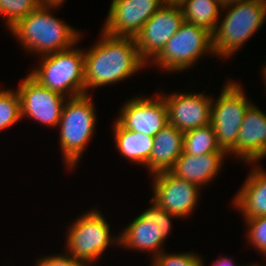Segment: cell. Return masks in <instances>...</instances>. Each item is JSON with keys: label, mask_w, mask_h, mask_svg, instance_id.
<instances>
[{"label": "cell", "mask_w": 266, "mask_h": 266, "mask_svg": "<svg viewBox=\"0 0 266 266\" xmlns=\"http://www.w3.org/2000/svg\"><path fill=\"white\" fill-rule=\"evenodd\" d=\"M101 38L84 50L85 94L90 88L112 85L146 67L134 38L116 37L101 31Z\"/></svg>", "instance_id": "obj_1"}, {"label": "cell", "mask_w": 266, "mask_h": 266, "mask_svg": "<svg viewBox=\"0 0 266 266\" xmlns=\"http://www.w3.org/2000/svg\"><path fill=\"white\" fill-rule=\"evenodd\" d=\"M60 6L41 4L9 29L24 50L44 56L68 49L79 42L81 31L51 14L53 9Z\"/></svg>", "instance_id": "obj_2"}, {"label": "cell", "mask_w": 266, "mask_h": 266, "mask_svg": "<svg viewBox=\"0 0 266 266\" xmlns=\"http://www.w3.org/2000/svg\"><path fill=\"white\" fill-rule=\"evenodd\" d=\"M221 10L227 12L212 33L213 51L216 56L227 59L265 23L266 0L242 1Z\"/></svg>", "instance_id": "obj_3"}, {"label": "cell", "mask_w": 266, "mask_h": 266, "mask_svg": "<svg viewBox=\"0 0 266 266\" xmlns=\"http://www.w3.org/2000/svg\"><path fill=\"white\" fill-rule=\"evenodd\" d=\"M90 94L67 98L60 122V148L67 169L80 163L96 129V110Z\"/></svg>", "instance_id": "obj_4"}, {"label": "cell", "mask_w": 266, "mask_h": 266, "mask_svg": "<svg viewBox=\"0 0 266 266\" xmlns=\"http://www.w3.org/2000/svg\"><path fill=\"white\" fill-rule=\"evenodd\" d=\"M75 46L41 56L40 66L29 74L42 86L68 98L85 94L84 49Z\"/></svg>", "instance_id": "obj_5"}, {"label": "cell", "mask_w": 266, "mask_h": 266, "mask_svg": "<svg viewBox=\"0 0 266 266\" xmlns=\"http://www.w3.org/2000/svg\"><path fill=\"white\" fill-rule=\"evenodd\" d=\"M67 230V253L85 266L95 263L110 244L120 245V234L111 236L110 225L98 209H91L76 217Z\"/></svg>", "instance_id": "obj_6"}, {"label": "cell", "mask_w": 266, "mask_h": 266, "mask_svg": "<svg viewBox=\"0 0 266 266\" xmlns=\"http://www.w3.org/2000/svg\"><path fill=\"white\" fill-rule=\"evenodd\" d=\"M214 54L212 33L207 29L183 22L168 40L161 52L152 60L153 65L164 71L182 72L195 65L199 58ZM202 56V57H201Z\"/></svg>", "instance_id": "obj_7"}, {"label": "cell", "mask_w": 266, "mask_h": 266, "mask_svg": "<svg viewBox=\"0 0 266 266\" xmlns=\"http://www.w3.org/2000/svg\"><path fill=\"white\" fill-rule=\"evenodd\" d=\"M252 103L240 84L230 79L218 99L212 100L210 124L214 129L217 145L227 154L236 146L243 118Z\"/></svg>", "instance_id": "obj_8"}, {"label": "cell", "mask_w": 266, "mask_h": 266, "mask_svg": "<svg viewBox=\"0 0 266 266\" xmlns=\"http://www.w3.org/2000/svg\"><path fill=\"white\" fill-rule=\"evenodd\" d=\"M151 207L143 211L120 232L122 248L148 252L155 258L162 251L163 243L170 234L172 219L178 218L150 200Z\"/></svg>", "instance_id": "obj_9"}, {"label": "cell", "mask_w": 266, "mask_h": 266, "mask_svg": "<svg viewBox=\"0 0 266 266\" xmlns=\"http://www.w3.org/2000/svg\"><path fill=\"white\" fill-rule=\"evenodd\" d=\"M17 92L21 103V116L30 117L47 127H57L66 96L42 86L30 74L21 81Z\"/></svg>", "instance_id": "obj_10"}, {"label": "cell", "mask_w": 266, "mask_h": 266, "mask_svg": "<svg viewBox=\"0 0 266 266\" xmlns=\"http://www.w3.org/2000/svg\"><path fill=\"white\" fill-rule=\"evenodd\" d=\"M184 21L180 5L164 3L134 38L141 58L150 63Z\"/></svg>", "instance_id": "obj_11"}, {"label": "cell", "mask_w": 266, "mask_h": 266, "mask_svg": "<svg viewBox=\"0 0 266 266\" xmlns=\"http://www.w3.org/2000/svg\"><path fill=\"white\" fill-rule=\"evenodd\" d=\"M152 177L151 200L160 208L182 219L194 212L202 188L172 175L169 171L157 173Z\"/></svg>", "instance_id": "obj_12"}, {"label": "cell", "mask_w": 266, "mask_h": 266, "mask_svg": "<svg viewBox=\"0 0 266 266\" xmlns=\"http://www.w3.org/2000/svg\"><path fill=\"white\" fill-rule=\"evenodd\" d=\"M119 113L115 121L123 128L153 137L169 124L167 104L160 93L153 98L132 97Z\"/></svg>", "instance_id": "obj_13"}, {"label": "cell", "mask_w": 266, "mask_h": 266, "mask_svg": "<svg viewBox=\"0 0 266 266\" xmlns=\"http://www.w3.org/2000/svg\"><path fill=\"white\" fill-rule=\"evenodd\" d=\"M164 4V0H112L102 30L116 37H131Z\"/></svg>", "instance_id": "obj_14"}, {"label": "cell", "mask_w": 266, "mask_h": 266, "mask_svg": "<svg viewBox=\"0 0 266 266\" xmlns=\"http://www.w3.org/2000/svg\"><path fill=\"white\" fill-rule=\"evenodd\" d=\"M167 104L169 124L186 132L211 123L213 97L204 93L159 92Z\"/></svg>", "instance_id": "obj_15"}, {"label": "cell", "mask_w": 266, "mask_h": 266, "mask_svg": "<svg viewBox=\"0 0 266 266\" xmlns=\"http://www.w3.org/2000/svg\"><path fill=\"white\" fill-rule=\"evenodd\" d=\"M230 154L252 165L266 156V114L254 103L245 113L236 146Z\"/></svg>", "instance_id": "obj_16"}, {"label": "cell", "mask_w": 266, "mask_h": 266, "mask_svg": "<svg viewBox=\"0 0 266 266\" xmlns=\"http://www.w3.org/2000/svg\"><path fill=\"white\" fill-rule=\"evenodd\" d=\"M226 155V152H211L200 156L183 152L169 172L201 188L212 182L220 173Z\"/></svg>", "instance_id": "obj_17"}, {"label": "cell", "mask_w": 266, "mask_h": 266, "mask_svg": "<svg viewBox=\"0 0 266 266\" xmlns=\"http://www.w3.org/2000/svg\"><path fill=\"white\" fill-rule=\"evenodd\" d=\"M244 219L266 216V170L256 165L232 200Z\"/></svg>", "instance_id": "obj_18"}, {"label": "cell", "mask_w": 266, "mask_h": 266, "mask_svg": "<svg viewBox=\"0 0 266 266\" xmlns=\"http://www.w3.org/2000/svg\"><path fill=\"white\" fill-rule=\"evenodd\" d=\"M184 132L167 124L154 136L149 161L146 164L151 175L169 171L183 153Z\"/></svg>", "instance_id": "obj_19"}, {"label": "cell", "mask_w": 266, "mask_h": 266, "mask_svg": "<svg viewBox=\"0 0 266 266\" xmlns=\"http://www.w3.org/2000/svg\"><path fill=\"white\" fill-rule=\"evenodd\" d=\"M112 128L120 156L146 167L152 152L154 137L123 128L117 121H114Z\"/></svg>", "instance_id": "obj_20"}, {"label": "cell", "mask_w": 266, "mask_h": 266, "mask_svg": "<svg viewBox=\"0 0 266 266\" xmlns=\"http://www.w3.org/2000/svg\"><path fill=\"white\" fill-rule=\"evenodd\" d=\"M180 7L184 20L188 23L203 27L213 33L223 7L219 0H184Z\"/></svg>", "instance_id": "obj_21"}, {"label": "cell", "mask_w": 266, "mask_h": 266, "mask_svg": "<svg viewBox=\"0 0 266 266\" xmlns=\"http://www.w3.org/2000/svg\"><path fill=\"white\" fill-rule=\"evenodd\" d=\"M183 152L204 155L211 152H225L216 143V135L211 124L184 132Z\"/></svg>", "instance_id": "obj_22"}, {"label": "cell", "mask_w": 266, "mask_h": 266, "mask_svg": "<svg viewBox=\"0 0 266 266\" xmlns=\"http://www.w3.org/2000/svg\"><path fill=\"white\" fill-rule=\"evenodd\" d=\"M22 119L21 103L17 90H0V132Z\"/></svg>", "instance_id": "obj_23"}, {"label": "cell", "mask_w": 266, "mask_h": 266, "mask_svg": "<svg viewBox=\"0 0 266 266\" xmlns=\"http://www.w3.org/2000/svg\"><path fill=\"white\" fill-rule=\"evenodd\" d=\"M41 4L40 0H0V17L4 18L5 24L10 29Z\"/></svg>", "instance_id": "obj_24"}, {"label": "cell", "mask_w": 266, "mask_h": 266, "mask_svg": "<svg viewBox=\"0 0 266 266\" xmlns=\"http://www.w3.org/2000/svg\"><path fill=\"white\" fill-rule=\"evenodd\" d=\"M152 263L155 266H204L201 255L190 252L167 253L162 251L154 259Z\"/></svg>", "instance_id": "obj_25"}, {"label": "cell", "mask_w": 266, "mask_h": 266, "mask_svg": "<svg viewBox=\"0 0 266 266\" xmlns=\"http://www.w3.org/2000/svg\"><path fill=\"white\" fill-rule=\"evenodd\" d=\"M245 220L247 240L264 257H266V216L254 217ZM266 260V259H265Z\"/></svg>", "instance_id": "obj_26"}, {"label": "cell", "mask_w": 266, "mask_h": 266, "mask_svg": "<svg viewBox=\"0 0 266 266\" xmlns=\"http://www.w3.org/2000/svg\"><path fill=\"white\" fill-rule=\"evenodd\" d=\"M36 266H85L80 261L74 259L67 252L66 254H55L51 256H43L37 259Z\"/></svg>", "instance_id": "obj_27"}, {"label": "cell", "mask_w": 266, "mask_h": 266, "mask_svg": "<svg viewBox=\"0 0 266 266\" xmlns=\"http://www.w3.org/2000/svg\"><path fill=\"white\" fill-rule=\"evenodd\" d=\"M233 259L232 258H228L227 257H221V258H217V260H214L213 265L212 266H237V264H235L234 262H232ZM240 266V265H238ZM244 266V265H241ZM246 266V265H245Z\"/></svg>", "instance_id": "obj_28"}, {"label": "cell", "mask_w": 266, "mask_h": 266, "mask_svg": "<svg viewBox=\"0 0 266 266\" xmlns=\"http://www.w3.org/2000/svg\"><path fill=\"white\" fill-rule=\"evenodd\" d=\"M42 4H50V5H62L65 0H40Z\"/></svg>", "instance_id": "obj_29"}, {"label": "cell", "mask_w": 266, "mask_h": 266, "mask_svg": "<svg viewBox=\"0 0 266 266\" xmlns=\"http://www.w3.org/2000/svg\"><path fill=\"white\" fill-rule=\"evenodd\" d=\"M221 2L222 7H227L229 5L236 4L238 2L247 1V0H219Z\"/></svg>", "instance_id": "obj_30"}, {"label": "cell", "mask_w": 266, "mask_h": 266, "mask_svg": "<svg viewBox=\"0 0 266 266\" xmlns=\"http://www.w3.org/2000/svg\"><path fill=\"white\" fill-rule=\"evenodd\" d=\"M184 0H164L165 4L180 5Z\"/></svg>", "instance_id": "obj_31"}, {"label": "cell", "mask_w": 266, "mask_h": 266, "mask_svg": "<svg viewBox=\"0 0 266 266\" xmlns=\"http://www.w3.org/2000/svg\"><path fill=\"white\" fill-rule=\"evenodd\" d=\"M262 75H263V79H264V82H265V86H266V65L265 66H263V68H262Z\"/></svg>", "instance_id": "obj_32"}, {"label": "cell", "mask_w": 266, "mask_h": 266, "mask_svg": "<svg viewBox=\"0 0 266 266\" xmlns=\"http://www.w3.org/2000/svg\"><path fill=\"white\" fill-rule=\"evenodd\" d=\"M246 266H266V265H259V264H257V265L255 264L254 265V264H252V265H246Z\"/></svg>", "instance_id": "obj_33"}]
</instances>
